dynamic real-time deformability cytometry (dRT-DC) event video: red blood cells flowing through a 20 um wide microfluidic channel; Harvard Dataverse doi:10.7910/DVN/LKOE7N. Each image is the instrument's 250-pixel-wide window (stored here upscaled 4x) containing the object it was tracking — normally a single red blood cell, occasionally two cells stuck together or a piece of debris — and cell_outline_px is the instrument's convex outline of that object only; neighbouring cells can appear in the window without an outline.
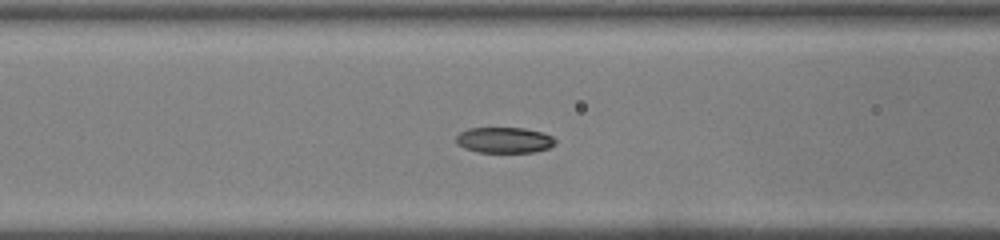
{"species": "common noctule bat (a hibernating species)", "species_latin": "Nyctalus noctula", "temperature_condition": "warm", "stored_images_in_passage": 38, "camera_frame_rate_fps": 3000, "um_per_image_px": 0.085, "animal": {"sex": "male", "body_mass_g": 19.0, "forearm_length_mm": 50.8}, "frame": {"image": 1, "passage_image": 12, "time_ms": 3.667, "image_size_px": [1000, 240], "cell_outline_px": [[556, 144], [548, 148], [532, 152], [476, 152], [464, 148], [456, 144], [456, 136], [460, 132], [468, 128], [524, 128], [540, 132], [552, 136], [556, 140]], "centroid_in_image_um": [42.84, 11.91], "position_along_channel_um": 123.8, "area_um2": 14.91}}
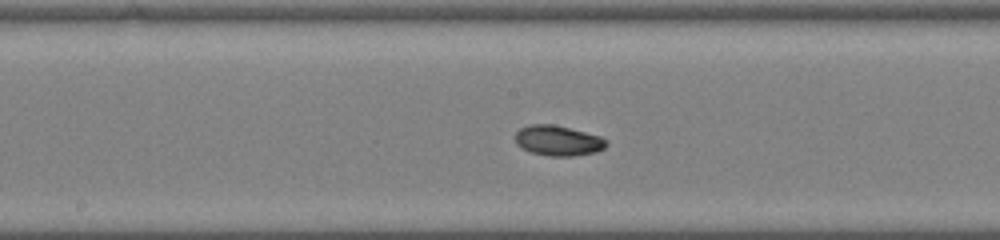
{"frame": {"image": 2, "passage_image": 17, "time_ms": 5.333, "image_size_px": [1000, 240], "cell_outline_px": [[608, 144], [604, 148], [596, 152], [572, 156], [548, 156], [532, 152], [520, 148], [516, 144], [516, 132], [520, 128], [528, 124], [552, 124], [600, 136], [608, 140]], "centroid_in_image_um": [47.42, 11.95], "position_along_channel_um": 200.8, "area_um2": 16.07}}